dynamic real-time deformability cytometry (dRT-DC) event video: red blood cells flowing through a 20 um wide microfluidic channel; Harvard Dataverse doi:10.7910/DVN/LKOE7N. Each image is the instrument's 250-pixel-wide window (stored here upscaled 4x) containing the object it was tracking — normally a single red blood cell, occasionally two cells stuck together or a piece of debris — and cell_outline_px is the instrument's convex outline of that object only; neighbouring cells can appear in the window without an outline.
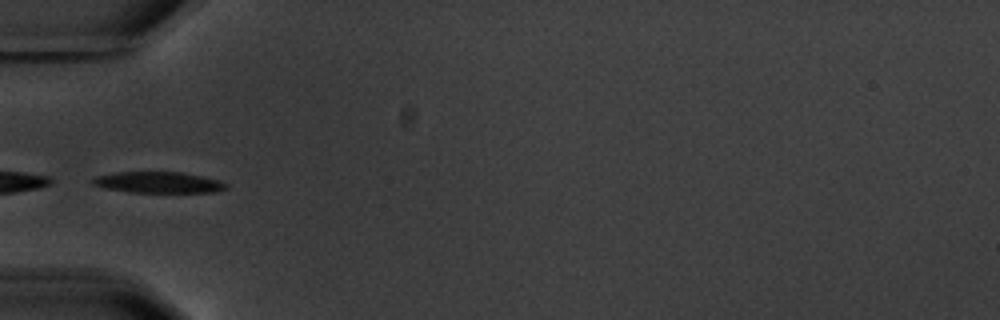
{"species": "common noctule bat (a hibernating species)", "species_latin": "Nyctalus noctula", "temperature_condition": "warm", "stored_images_in_passage": 10, "segment_of_instrument_passage": [2, 2], "camera_frame_rate_fps": 3000, "um_per_image_px": 0.085, "animal": {"sex": "male", "body_mass_g": 20.1, "forearm_length_mm": 53.5}, "frame": {"image": 1, "passage_image": 6, "time_ms": 6.0, "image_size_px": [1000, 320], "cell_outline_px": [[228, 188], [216, 192], [132, 192], [104, 188], [92, 184], [92, 180], [96, 176], [116, 172], [180, 172], [220, 180], [228, 184]], "centroid_in_image_um": [13.48, 15.5], "position_along_channel_um": 71.5, "area_um2": 16.36}}
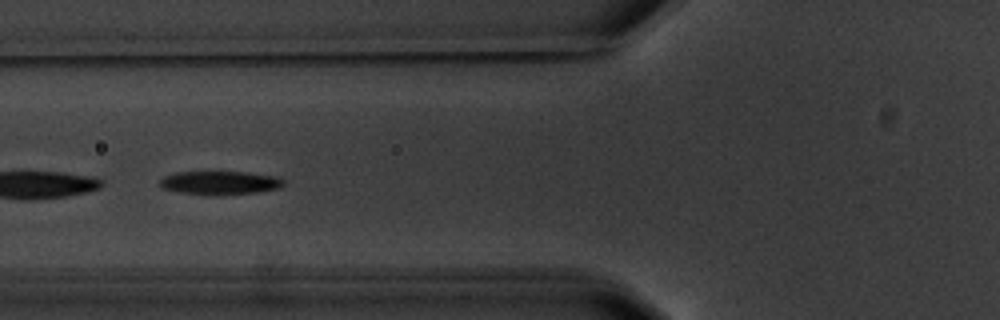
{"frame": {"image": 2, "passage_image": 7, "time_ms": 7.0, "image_size_px": [1000, 320], "cell_outline_px": [[284, 184], [280, 188], [260, 192], [216, 196], [208, 196], [180, 192], [164, 188], [160, 184], [160, 180], [164, 176], [176, 172], [248, 172], [276, 176], [284, 180]], "centroid_in_image_um": [18.73, 15.55], "position_along_channel_um": 107.1, "area_um2": 17.22}}